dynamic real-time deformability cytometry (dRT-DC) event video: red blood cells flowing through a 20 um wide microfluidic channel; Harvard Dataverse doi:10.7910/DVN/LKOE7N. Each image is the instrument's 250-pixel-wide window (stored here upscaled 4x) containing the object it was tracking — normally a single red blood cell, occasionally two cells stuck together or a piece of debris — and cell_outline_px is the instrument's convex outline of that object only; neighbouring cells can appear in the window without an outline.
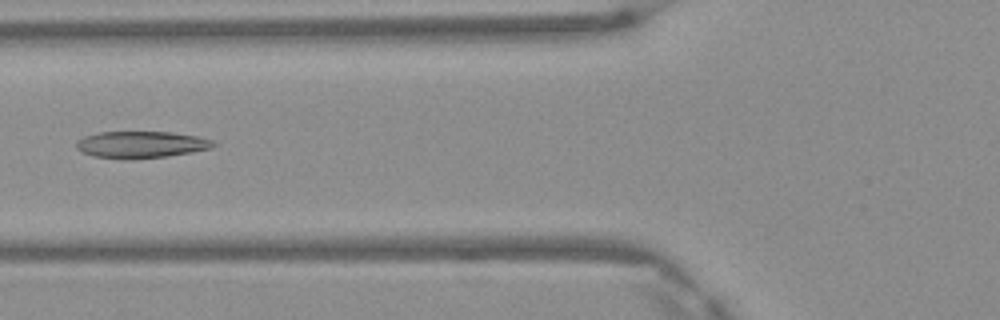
{"species": "Egyptian fruit bat (a non-hibernating species)", "species_latin": "Rousettus aegyptiacus", "temperature_condition": "warm", "stored_images_in_passage": 5, "camera_frame_rate_fps": 3000, "um_per_image_px": 0.085, "frame": {"image": 1, "passage_image": 4, "time_ms": 1.0, "image_size_px": [1000, 320], "cell_outline_px": [[216, 144], [212, 148], [192, 152], [168, 156], [96, 156], [84, 152], [76, 148], [76, 144], [84, 136], [100, 132], [172, 132], [196, 136], [212, 140]], "centroid_in_image_um": [12.07, 12.24], "position_along_channel_um": 113.7, "area_um2": 20.23}}
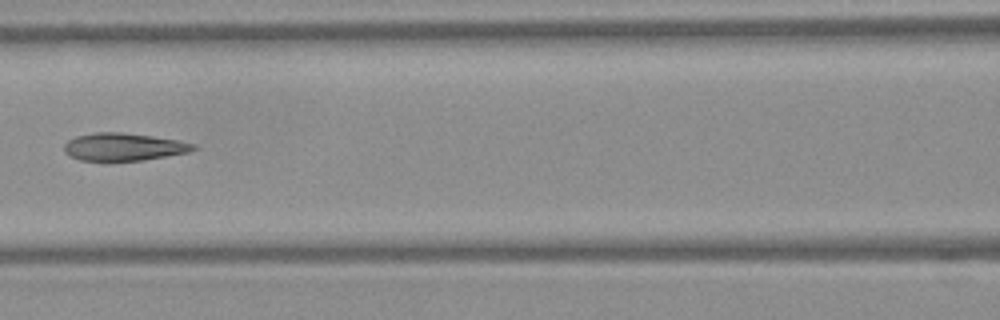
{"frame": {"image": 2, "passage_image": 5, "time_ms": 1.333, "image_size_px": [1000, 320], "cell_outline_px": [[196, 148], [188, 152], [144, 160], [80, 160], [64, 152], [64, 144], [68, 140], [76, 136], [96, 132], [124, 132], [152, 136], [176, 140], [196, 144]], "centroid_in_image_um": [10.5, 12.47], "position_along_channel_um": 156.1, "area_um2": 20.58}}